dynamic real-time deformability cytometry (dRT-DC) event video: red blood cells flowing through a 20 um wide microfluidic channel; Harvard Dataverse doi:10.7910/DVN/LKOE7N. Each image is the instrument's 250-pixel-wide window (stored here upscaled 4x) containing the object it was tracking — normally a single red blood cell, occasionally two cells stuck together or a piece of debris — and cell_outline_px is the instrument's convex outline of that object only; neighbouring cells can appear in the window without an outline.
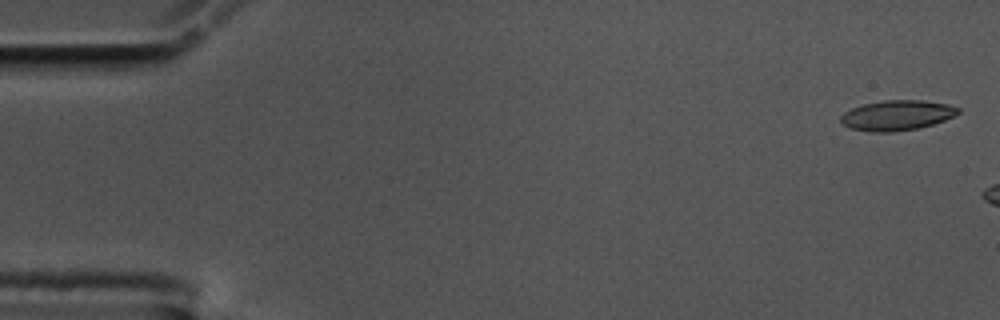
{"species": "common noctule bat (a hibernating species)", "species_latin": "Nyctalus noctula", "temperature_condition": "cold", "stored_images_in_passage": 7, "camera_frame_rate_fps": 3000, "um_per_image_px": 0.085, "animal": {"sex": "male", "body_mass_g": 17.5, "forearm_length_mm": 52.3}, "frame": {"image": 1, "passage_image": 2, "time_ms": 0.333, "image_size_px": [1000, 320], "cell_outline_px": [[960, 112], [956, 116], [920, 128], [892, 132], [872, 132], [848, 128], [840, 120], [840, 116], [844, 112], [852, 108], [864, 104], [884, 100], [924, 100], [948, 104], [960, 108]], "centroid_in_image_um": [76.26, 9.8], "position_along_channel_um": 8.7, "area_um2": 20.75}}